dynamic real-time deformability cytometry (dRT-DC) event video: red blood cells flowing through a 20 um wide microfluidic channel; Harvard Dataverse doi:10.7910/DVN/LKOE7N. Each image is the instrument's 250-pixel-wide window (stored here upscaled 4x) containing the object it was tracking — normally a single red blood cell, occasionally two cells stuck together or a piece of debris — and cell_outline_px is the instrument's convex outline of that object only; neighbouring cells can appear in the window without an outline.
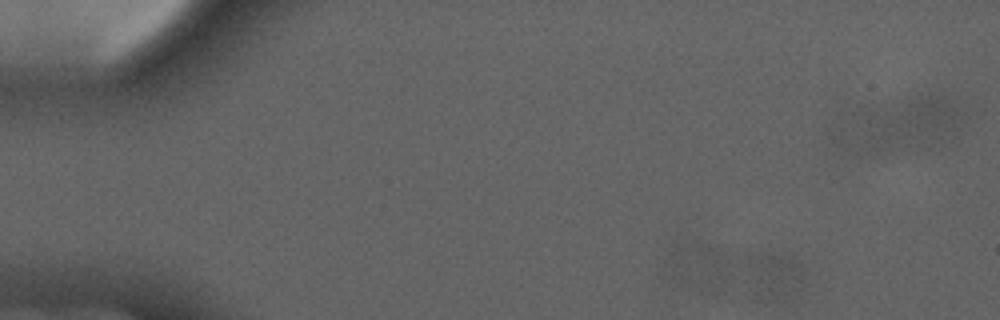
{"species": "common noctule bat (a hibernating species)", "species_latin": "Nyctalus noctula", "temperature_condition": "cold", "stored_images_in_passage": 5, "camera_frame_rate_fps": 3000, "um_per_image_px": 0.085, "animal": {"sex": "male", "forearm_length_mm": 52.5}, "frame": {"image": 1, "passage_image": 1, "time_ms": 0.0, "image_size_px": [1000, 320], "cell_outline_px": [[804, 272], [796, 288], [768, 300], [756, 300], [752, 264], [752, 260], [756, 256], [764, 252], [792, 256], [800, 264]], "centroid_in_image_um": [65.88, 23.37], "position_along_channel_um": 19.1, "area_um2": 13.53}}